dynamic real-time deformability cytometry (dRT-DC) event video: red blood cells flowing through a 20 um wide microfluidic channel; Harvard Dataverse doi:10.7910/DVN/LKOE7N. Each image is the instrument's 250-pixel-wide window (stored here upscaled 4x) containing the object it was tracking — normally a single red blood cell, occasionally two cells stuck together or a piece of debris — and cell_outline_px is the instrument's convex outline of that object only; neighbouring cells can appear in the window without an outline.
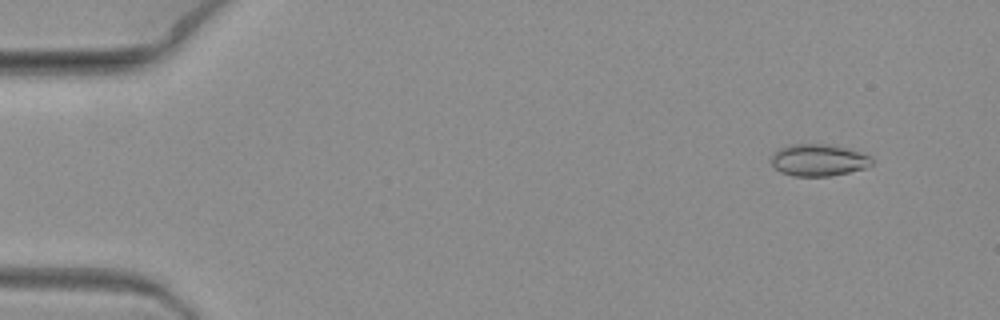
{"species": "common noctule bat (a hibernating species)", "species_latin": "Nyctalus noctula", "temperature_condition": "warm", "stored_images_in_passage": 6, "camera_frame_rate_fps": 3000, "um_per_image_px": 0.085, "animal": {"sex": "female", "body_mass_g": 19.3, "forearm_length_mm": 54.1}, "frame": {"image": 1, "passage_image": 1, "time_ms": 0.0, "image_size_px": [1000, 320], "cell_outline_px": [[872, 164], [864, 168], [848, 172], [828, 176], [792, 176], [780, 172], [772, 164], [772, 156], [780, 148], [788, 144], [828, 144], [848, 148], [872, 156]], "centroid_in_image_um": [69.58, 13.6], "position_along_channel_um": 15.4, "area_um2": 18.67}}